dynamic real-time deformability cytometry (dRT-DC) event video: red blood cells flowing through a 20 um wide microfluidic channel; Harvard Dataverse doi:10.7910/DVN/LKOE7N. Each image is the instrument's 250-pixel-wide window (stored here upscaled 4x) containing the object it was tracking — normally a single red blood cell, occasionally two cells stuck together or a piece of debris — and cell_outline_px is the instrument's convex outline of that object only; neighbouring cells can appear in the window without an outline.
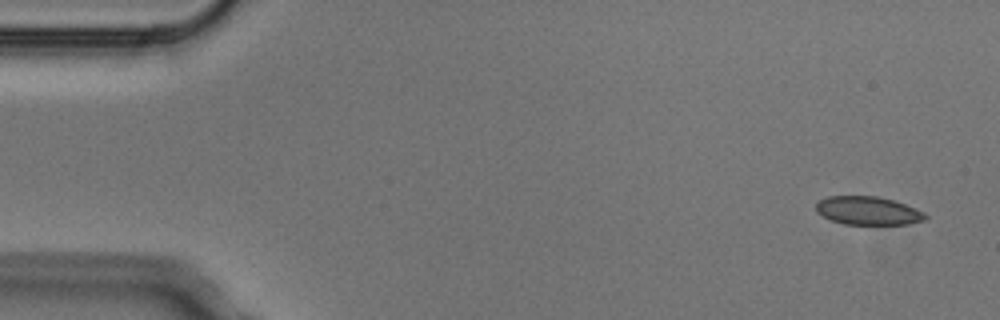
{"species": "Egyptian fruit bat (a non-hibernating species)", "species_latin": "Rousettus aegyptiacus", "temperature_condition": "cold", "stored_images_in_passage": 5, "camera_frame_rate_fps": 3000, "um_per_image_px": 0.085, "animal": {"sex": "male"}, "frame": {"image": 1, "passage_image": 1, "time_ms": 0.0, "image_size_px": [1000, 320], "cell_outline_px": [[928, 216], [924, 220], [908, 224], [844, 224], [832, 220], [816, 212], [816, 204], [820, 200], [828, 196], [876, 196], [892, 200], [916, 208], [924, 212]], "centroid_in_image_um": [73.78, 17.91], "position_along_channel_um": 11.2, "area_um2": 17.92}}
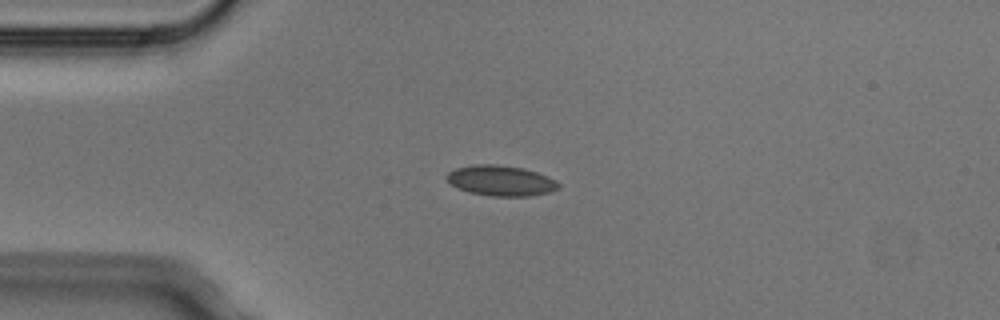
{"frame": {"image": 2, "passage_image": 4, "time_ms": 1.0, "image_size_px": [1000, 320], "cell_outline_px": [[560, 188], [548, 192], [528, 196], [492, 196], [468, 192], [452, 184], [444, 176], [448, 172], [456, 168], [472, 164], [496, 164], [524, 168], [548, 176], [556, 180], [560, 184]], "centroid_in_image_um": [42.58, 15.34], "position_along_channel_um": 42.4, "area_um2": 19.83}}
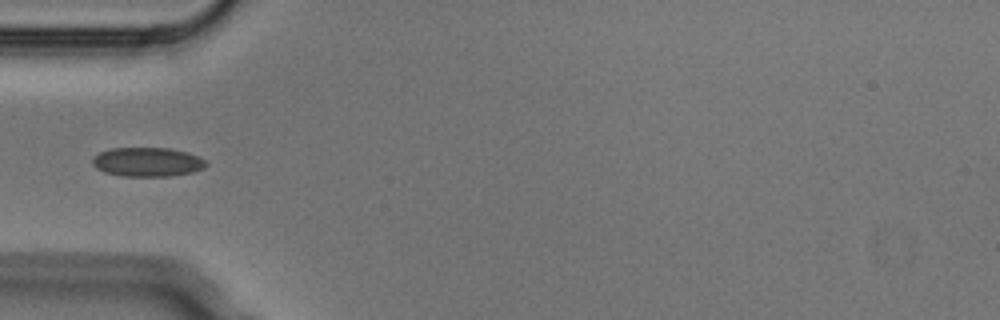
{"frame": {"image": 3, "passage_image": 5, "time_ms": 1.333, "image_size_px": [1000, 320], "cell_outline_px": [[208, 164], [204, 168], [192, 172], [172, 176], [120, 176], [104, 172], [96, 168], [92, 164], [92, 156], [100, 152], [112, 148], [168, 148], [188, 152], [204, 160]], "centroid_in_image_um": [12.5, 13.77], "position_along_channel_um": 72.5, "area_um2": 19.36}}